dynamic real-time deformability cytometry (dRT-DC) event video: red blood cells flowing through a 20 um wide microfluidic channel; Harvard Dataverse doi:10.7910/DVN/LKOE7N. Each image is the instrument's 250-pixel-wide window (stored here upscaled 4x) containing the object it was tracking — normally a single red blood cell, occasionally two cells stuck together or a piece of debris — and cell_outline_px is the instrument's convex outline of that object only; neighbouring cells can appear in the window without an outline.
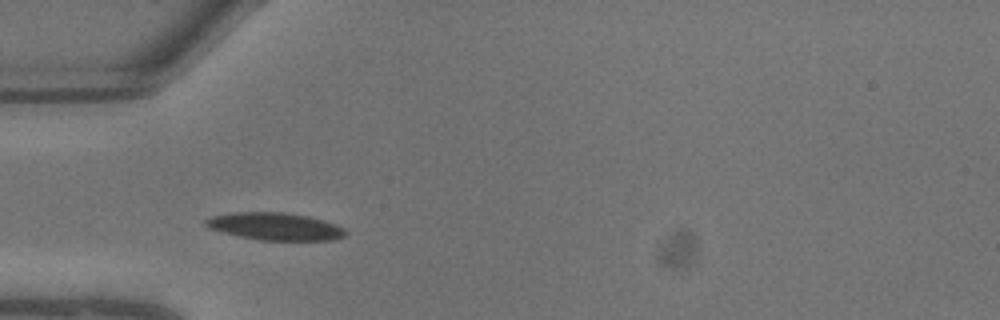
{"species": "common noctule bat (a hibernating species)", "species_latin": "Nyctalus noctula", "temperature_condition": "warm", "stored_images_in_passage": 5, "camera_frame_rate_fps": 3000, "um_per_image_px": 0.085, "animal": {"sex": "male", "body_mass_g": 13.3}, "frame": {"image": 1, "passage_image": 4, "time_ms": 1.0, "image_size_px": [1000, 320], "cell_outline_px": [[348, 232], [344, 236], [332, 240], [260, 240], [240, 236], [208, 228], [204, 224], [204, 220], [212, 216], [236, 212], [284, 212], [308, 216], [324, 220], [344, 228]], "centroid_in_image_um": [23.39, 19.24], "position_along_channel_um": 61.6, "area_um2": 22.25}}